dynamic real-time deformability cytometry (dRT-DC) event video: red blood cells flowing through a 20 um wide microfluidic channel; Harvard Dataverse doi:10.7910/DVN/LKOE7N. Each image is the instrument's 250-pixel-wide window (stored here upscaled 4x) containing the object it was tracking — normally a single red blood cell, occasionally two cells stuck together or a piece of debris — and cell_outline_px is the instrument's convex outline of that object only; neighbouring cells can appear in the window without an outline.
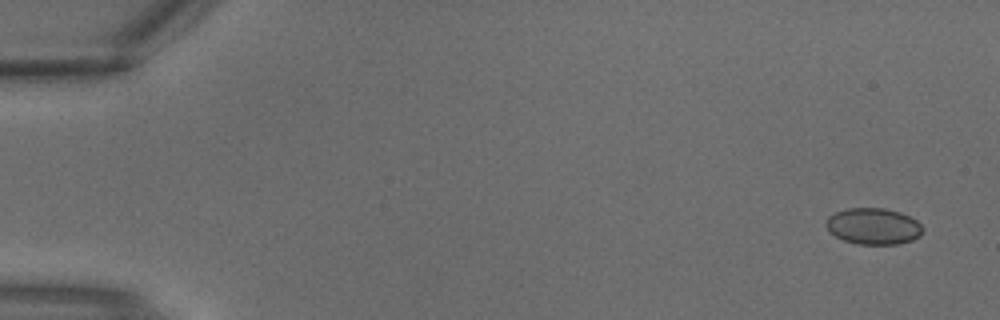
{"species": "common noctule bat (a hibernating species)", "species_latin": "Nyctalus noctula", "temperature_condition": "warm", "stored_images_in_passage": 3, "segment_of_instrument_passage": [2, 2], "camera_frame_rate_fps": 3000, "um_per_image_px": 0.085, "animal": {"sex": "male", "body_mass_g": 18.8}, "frame": {"image": 1, "passage_image": 3, "time_ms": 0.667, "image_size_px": [1000, 320], "cell_outline_px": [[924, 232], [920, 236], [912, 240], [896, 244], [860, 244], [844, 240], [836, 236], [824, 224], [828, 216], [836, 212], [848, 208], [884, 208], [900, 212], [916, 220], [924, 228]], "centroid_in_image_um": [74.26, 19.22], "position_along_channel_um": 10.7, "area_um2": 20.4}}